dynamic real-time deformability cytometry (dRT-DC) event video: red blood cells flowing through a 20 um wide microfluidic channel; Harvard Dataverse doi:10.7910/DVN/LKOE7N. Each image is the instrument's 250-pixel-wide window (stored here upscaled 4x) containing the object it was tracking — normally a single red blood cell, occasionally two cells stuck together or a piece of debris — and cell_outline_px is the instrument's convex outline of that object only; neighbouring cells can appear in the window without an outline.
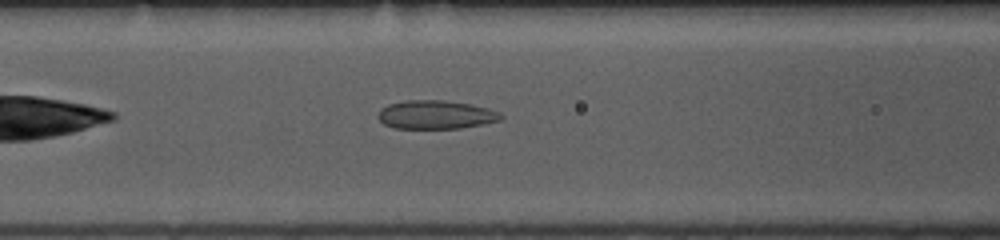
{"species": "common noctule bat (a hibernating species)", "species_latin": "Nyctalus noctula", "temperature_condition": "room temperature", "stored_images_in_passage": 41, "camera_frame_rate_fps": 3000, "um_per_image_px": 0.085, "animal": {"sex": "female", "body_mass_g": 10.0, "forearm_length_mm": 53.1}, "frame": {"image": 1, "passage_image": 9, "time_ms": 2.667, "image_size_px": [1000, 240], "cell_outline_px": [[504, 116], [500, 120], [484, 124], [460, 128], [392, 128], [384, 124], [376, 116], [380, 108], [388, 104], [404, 100], [444, 100], [468, 104], [488, 108], [500, 112]], "centroid_in_image_um": [37.01, 9.75], "position_along_channel_um": 129.6, "area_um2": 20.58}}
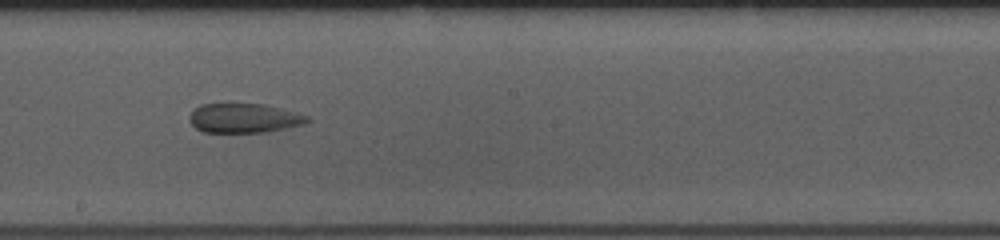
{"frame": {"image": 2, "passage_image": 17, "time_ms": 5.333, "image_size_px": [1000, 240], "cell_outline_px": [[312, 120], [304, 124], [288, 128], [268, 132], [204, 132], [196, 128], [188, 120], [188, 116], [200, 104], [264, 104], [308, 116]], "centroid_in_image_um": [20.75, 10.05], "position_along_channel_um": 227.5, "area_um2": 20.11}}
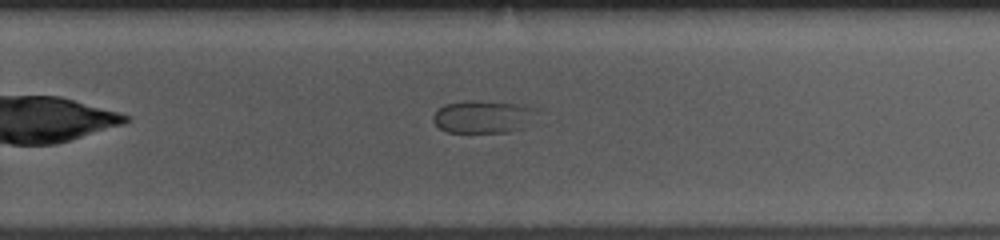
{"frame": {"image": 3, "passage_image": 22, "time_ms": 7.0, "image_size_px": [1000, 240], "cell_outline_px": [[536, 108], [524, 128], [508, 132], [448, 132], [440, 128], [432, 120], [432, 116], [444, 104], [468, 100], [472, 100], [516, 104]], "centroid_in_image_um": [40.99, 9.92], "position_along_channel_um": 288.8, "area_um2": 19.31}}